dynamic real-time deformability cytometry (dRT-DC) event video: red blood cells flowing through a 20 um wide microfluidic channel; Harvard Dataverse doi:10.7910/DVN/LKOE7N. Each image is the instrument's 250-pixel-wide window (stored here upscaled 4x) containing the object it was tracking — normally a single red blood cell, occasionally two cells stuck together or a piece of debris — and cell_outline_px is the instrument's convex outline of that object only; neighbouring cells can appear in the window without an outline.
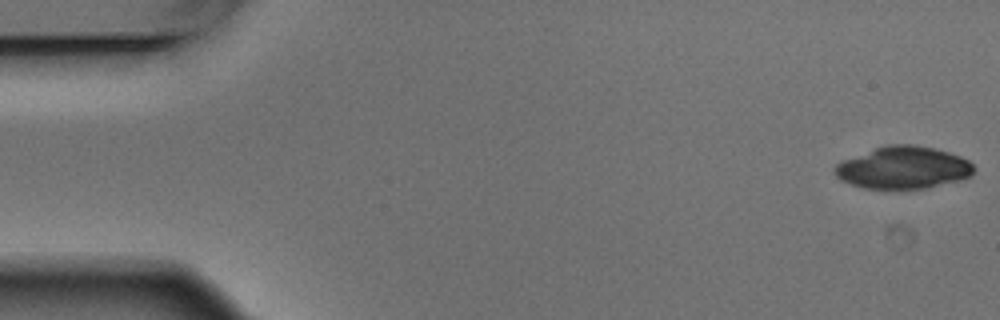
{"species": "Egyptian fruit bat (a non-hibernating species)", "species_latin": "Rousettus aegyptiacus", "temperature_condition": "warm", "stored_images_in_passage": 5, "camera_frame_rate_fps": 3000, "um_per_image_px": 0.085, "animal": {"sex": "male"}, "frame": {"image": 1, "passage_image": 1, "time_ms": 0.0, "image_size_px": [1000, 320], "cell_outline_px": [[976, 168], [972, 176], [960, 180], [924, 188], [864, 188], [840, 180], [832, 172], [836, 164], [844, 160], [876, 148], [888, 144], [912, 144], [932, 148], [948, 152], [960, 156], [968, 160]], "centroid_in_image_um": [76.79, 14.25], "position_along_channel_um": 8.2, "area_um2": 33.99}}